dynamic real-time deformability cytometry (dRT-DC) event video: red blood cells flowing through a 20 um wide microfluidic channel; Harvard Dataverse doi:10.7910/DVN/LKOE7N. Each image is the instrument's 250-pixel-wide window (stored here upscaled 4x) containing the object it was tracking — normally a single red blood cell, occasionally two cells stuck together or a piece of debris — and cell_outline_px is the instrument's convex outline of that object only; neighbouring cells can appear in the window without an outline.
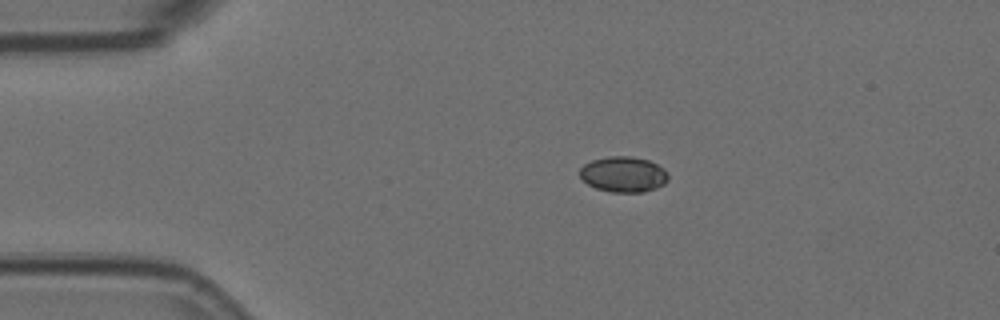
{"species": "Egyptian fruit bat (a non-hibernating species)", "species_latin": "Rousettus aegyptiacus", "temperature_condition": "room temperature", "stored_images_in_passage": 15, "camera_frame_rate_fps": 3000, "um_per_image_px": 0.085, "animal": {"sex": "female"}, "frame": {"image": 1, "passage_image": 4, "time_ms": 1.0, "image_size_px": [1000, 320], "cell_outline_px": [[668, 180], [664, 184], [656, 188], [644, 192], [612, 192], [596, 188], [588, 184], [580, 176], [580, 168], [584, 164], [592, 160], [608, 156], [632, 156], [648, 160], [664, 168], [668, 176]], "centroid_in_image_um": [53.0, 14.81], "position_along_channel_um": 32.0, "area_um2": 18.32}}
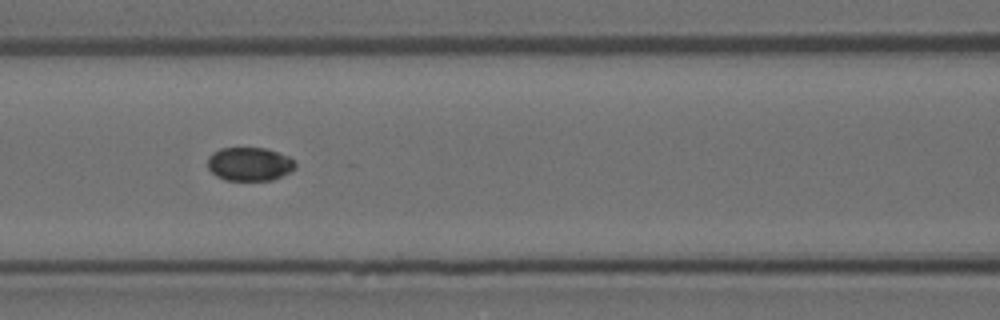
{"frame": {"image": 2, "passage_image": 7, "time_ms": 2.0, "image_size_px": [1000, 320], "cell_outline_px": [[296, 168], [272, 180], [224, 180], [216, 176], [208, 168], [208, 156], [212, 152], [220, 148], [264, 148], [288, 156], [296, 164]], "centroid_in_image_um": [21.17, 13.94], "position_along_channel_um": 145.4, "area_um2": 17.05}}
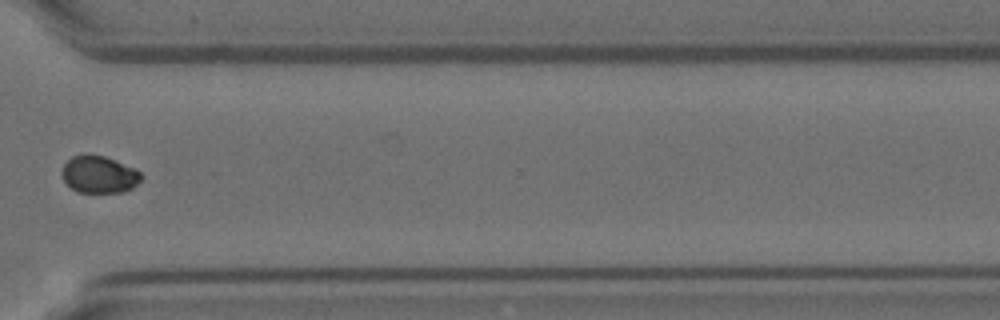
{"frame": {"image": 3, "passage_image": 12, "time_ms": 3.667, "image_size_px": [1000, 320], "cell_outline_px": [[144, 176], [132, 188], [120, 192], [80, 192], [72, 188], [64, 180], [60, 172], [64, 164], [72, 156], [104, 156], [136, 168]], "centroid_in_image_um": [8.44, 14.84], "position_along_channel_um": 362.2, "area_um2": 16.88}}